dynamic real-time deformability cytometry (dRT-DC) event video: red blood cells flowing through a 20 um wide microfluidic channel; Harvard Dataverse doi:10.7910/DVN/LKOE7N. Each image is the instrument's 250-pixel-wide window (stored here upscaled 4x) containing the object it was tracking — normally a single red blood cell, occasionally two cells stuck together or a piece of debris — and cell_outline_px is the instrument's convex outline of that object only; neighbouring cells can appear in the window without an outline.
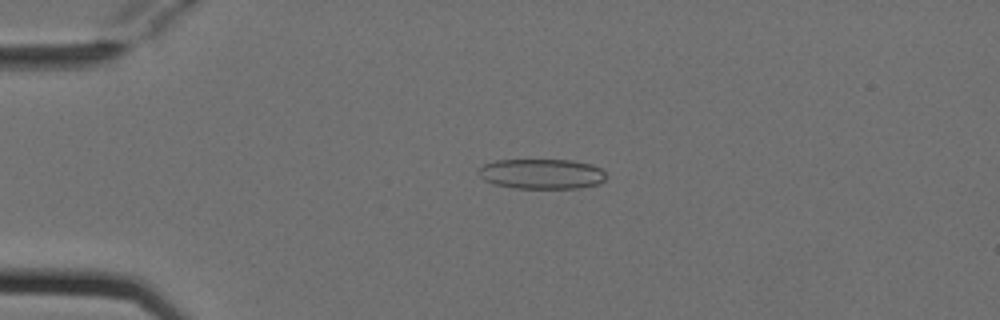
{"species": "Egyptian fruit bat (a non-hibernating species)", "species_latin": "Rousettus aegyptiacus", "temperature_condition": "cold", "stored_images_in_passage": 4, "camera_frame_rate_fps": 3000, "um_per_image_px": 0.085, "animal": {"sex": "female"}, "frame": {"image": 1, "passage_image": 4, "time_ms": 1.0, "image_size_px": [1000, 320], "cell_outline_px": [[604, 180], [596, 184], [580, 188], [516, 188], [492, 184], [484, 180], [480, 176], [480, 168], [484, 164], [496, 160], [572, 160], [592, 164], [600, 168], [604, 172]], "centroid_in_image_um": [46.03, 14.78], "position_along_channel_um": 39.0, "area_um2": 22.25}}